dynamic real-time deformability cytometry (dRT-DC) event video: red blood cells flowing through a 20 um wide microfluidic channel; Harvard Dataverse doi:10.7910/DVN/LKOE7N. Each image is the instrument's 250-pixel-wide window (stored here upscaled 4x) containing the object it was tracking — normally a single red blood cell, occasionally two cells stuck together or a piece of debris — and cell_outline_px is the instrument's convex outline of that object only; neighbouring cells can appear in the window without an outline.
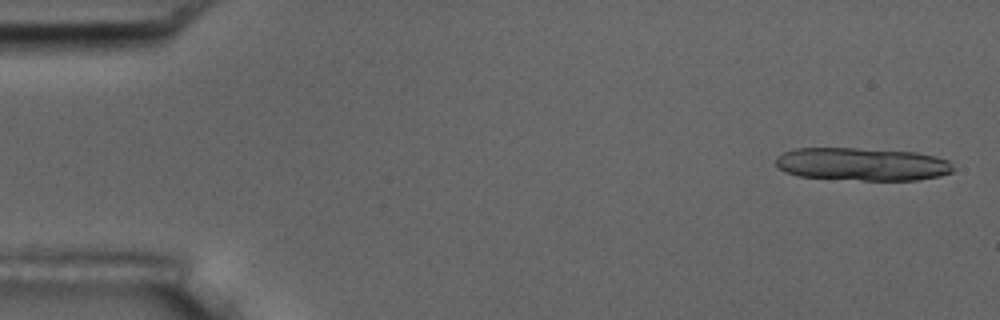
{"species": "common noctule bat (a hibernating species)", "species_latin": "Nyctalus noctula", "temperature_condition": "room temperature", "stored_images_in_passage": 14, "camera_frame_rate_fps": 3000, "um_per_image_px": 0.085, "animal": {"sex": "male", "body_mass_g": 17.5, "forearm_length_mm": 52.3}, "frame": {"image": 1, "passage_image": 2, "time_ms": 0.333, "image_size_px": [1000, 320], "cell_outline_px": [[952, 172], [940, 176], [916, 180], [860, 180], [800, 176], [784, 172], [776, 164], [776, 156], [784, 152], [796, 148], [856, 148], [916, 152], [936, 156], [948, 160], [952, 164]], "centroid_in_image_um": [73.28, 13.95], "position_along_channel_um": 11.7, "area_um2": 34.04}}